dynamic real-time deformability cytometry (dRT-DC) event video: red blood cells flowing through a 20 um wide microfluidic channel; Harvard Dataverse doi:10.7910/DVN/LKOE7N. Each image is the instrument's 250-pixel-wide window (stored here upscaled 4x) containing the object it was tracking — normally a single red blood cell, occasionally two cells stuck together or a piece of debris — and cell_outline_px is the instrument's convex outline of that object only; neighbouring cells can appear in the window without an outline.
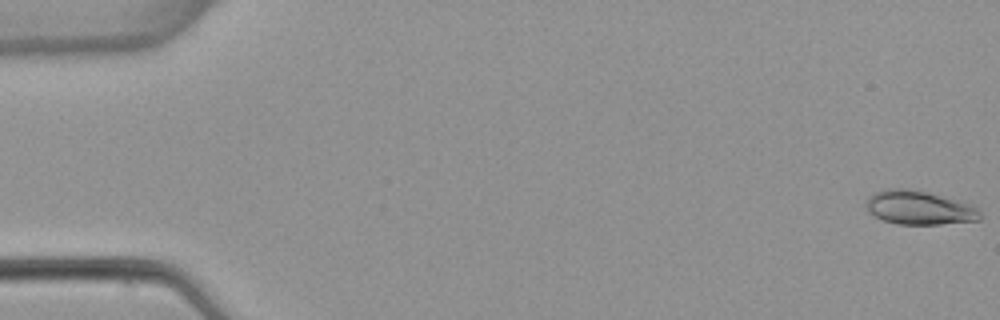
{"species": "common noctule bat (a hibernating species)", "species_latin": "Nyctalus noctula", "temperature_condition": "warm", "stored_images_in_passage": 5, "camera_frame_rate_fps": 3000, "um_per_image_px": 0.085, "animal": {"sex": "female", "body_mass_g": 22.7, "forearm_length_mm": 54.2}, "frame": {"image": 1, "passage_image": 1, "time_ms": 0.0, "image_size_px": [1000, 320], "cell_outline_px": [[980, 220], [940, 224], [896, 224], [884, 220], [868, 212], [864, 204], [868, 196], [876, 192], [888, 188], [908, 188], [928, 192], [972, 204], [980, 208]], "centroid_in_image_um": [78.13, 17.65], "position_along_channel_um": 6.9, "area_um2": 22.66}}
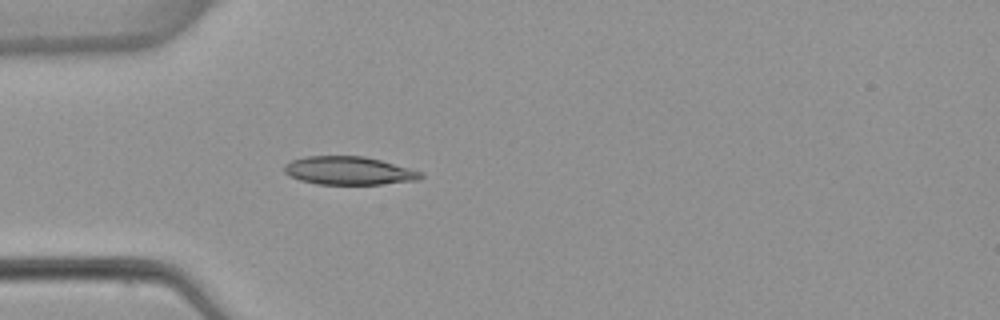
{"frame": {"image": 2, "passage_image": 5, "time_ms": 5.0, "image_size_px": [1000, 320], "cell_outline_px": [[424, 176], [420, 180], [380, 184], [316, 184], [300, 180], [288, 176], [284, 172], [284, 164], [292, 160], [308, 156], [364, 156], [380, 160], [408, 168], [420, 172]], "centroid_in_image_um": [29.61, 14.51], "position_along_channel_um": 55.4, "area_um2": 22.37}}